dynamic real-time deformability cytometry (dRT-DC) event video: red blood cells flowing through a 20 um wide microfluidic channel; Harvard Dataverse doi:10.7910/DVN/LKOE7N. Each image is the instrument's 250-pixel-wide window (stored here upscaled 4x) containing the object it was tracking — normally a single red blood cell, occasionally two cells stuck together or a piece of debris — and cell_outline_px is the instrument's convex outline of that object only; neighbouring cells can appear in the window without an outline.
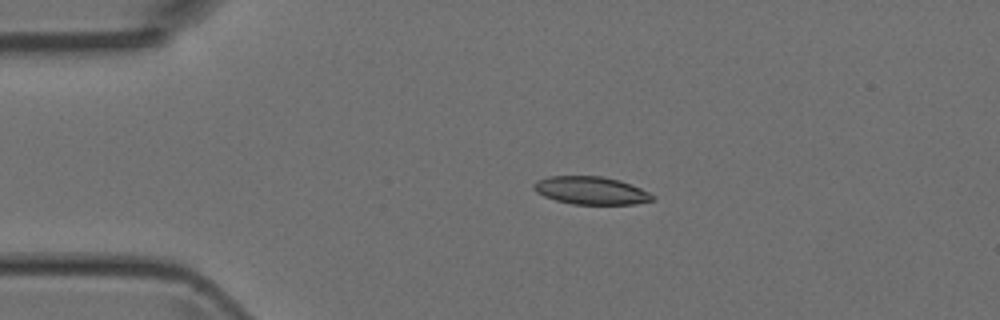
{"species": "Egyptian fruit bat (a non-hibernating species)", "species_latin": "Rousettus aegyptiacus", "temperature_condition": "room temperature", "stored_images_in_passage": 5, "camera_frame_rate_fps": 3000, "um_per_image_px": 0.085, "animal": {"sex": "female"}, "frame": {"image": 1, "passage_image": 3, "time_ms": 3.333, "image_size_px": [1000, 320], "cell_outline_px": [[656, 200], [636, 204], [572, 204], [556, 200], [544, 196], [536, 192], [532, 188], [532, 184], [536, 180], [548, 176], [604, 176], [620, 180], [640, 188], [656, 196]], "centroid_in_image_um": [50.23, 16.19], "position_along_channel_um": 34.8, "area_um2": 19.48}}
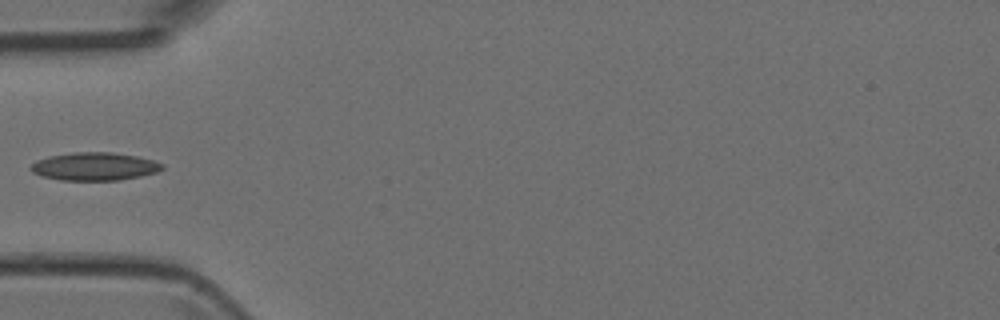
{"frame": {"image": 2, "passage_image": 5, "time_ms": 5.333, "image_size_px": [1000, 320], "cell_outline_px": [[164, 168], [156, 172], [140, 176], [120, 180], [60, 180], [40, 176], [32, 172], [28, 168], [36, 160], [48, 156], [72, 152], [112, 152], [136, 156], [152, 160], [164, 164]], "centroid_in_image_um": [7.99, 14.14], "position_along_channel_um": 77.0, "area_um2": 21.56}}